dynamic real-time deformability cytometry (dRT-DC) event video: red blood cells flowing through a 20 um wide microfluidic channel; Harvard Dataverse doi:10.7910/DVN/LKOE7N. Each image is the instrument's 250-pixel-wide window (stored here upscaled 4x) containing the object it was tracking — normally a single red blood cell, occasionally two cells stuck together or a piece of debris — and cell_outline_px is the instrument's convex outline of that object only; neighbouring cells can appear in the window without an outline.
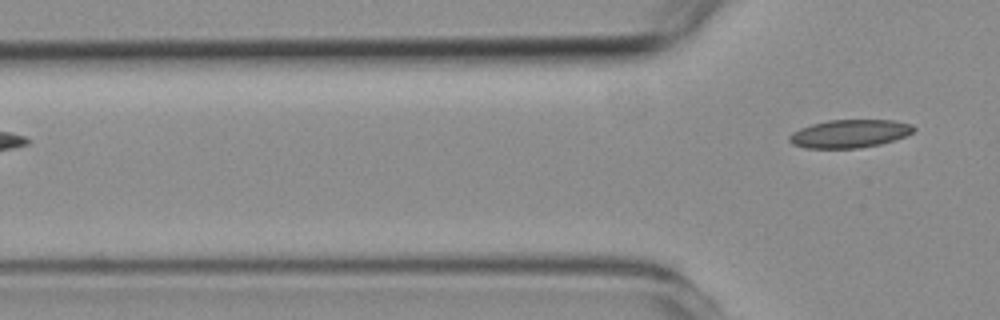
{"species": "common noctule bat (a hibernating species)", "species_latin": "Nyctalus noctula", "temperature_condition": "room temperature", "stored_images_in_passage": 7, "camera_frame_rate_fps": 3000, "um_per_image_px": 0.085, "animal": {"sex": "female", "body_mass_g": 19.3, "forearm_length_mm": 54.1}, "frame": {"image": 1, "passage_image": 7, "time_ms": 7.333, "image_size_px": [1000, 320], "cell_outline_px": [[916, 128], [912, 132], [904, 136], [880, 144], [860, 148], [804, 148], [792, 144], [788, 140], [788, 136], [792, 132], [800, 128], [812, 124], [828, 120], [892, 120], [912, 124]], "centroid_in_image_um": [72.18, 11.36], "position_along_channel_um": 53.6, "area_um2": 20.35}}